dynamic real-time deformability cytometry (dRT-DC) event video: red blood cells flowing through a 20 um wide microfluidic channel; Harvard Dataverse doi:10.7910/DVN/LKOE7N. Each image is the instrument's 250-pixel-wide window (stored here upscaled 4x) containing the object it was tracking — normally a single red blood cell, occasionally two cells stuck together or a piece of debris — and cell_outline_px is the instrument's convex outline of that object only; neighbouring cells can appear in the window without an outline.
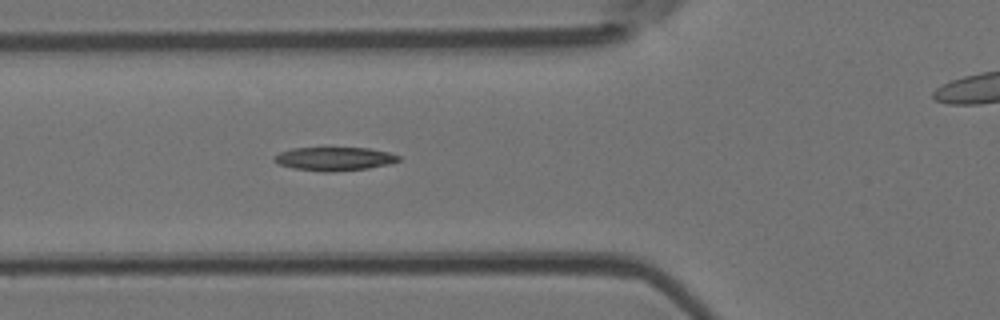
{"species": "Egyptian fruit bat (a non-hibernating species)", "species_latin": "Rousettus aegyptiacus", "temperature_condition": "room temperature", "stored_images_in_passage": 7, "segment_of_instrument_passage": [1, 2], "camera_frame_rate_fps": 3000, "um_per_image_px": 0.085, "animal": {"sex": "female"}, "frame": {"image": 1, "passage_image": 6, "time_ms": 5.667, "image_size_px": [1000, 320], "cell_outline_px": [[400, 160], [388, 164], [368, 168], [332, 172], [320, 172], [292, 168], [276, 164], [272, 160], [272, 156], [280, 152], [292, 148], [368, 148], [388, 152], [400, 156]], "centroid_in_image_um": [28.35, 13.51], "position_along_channel_um": 97.5, "area_um2": 17.22}}